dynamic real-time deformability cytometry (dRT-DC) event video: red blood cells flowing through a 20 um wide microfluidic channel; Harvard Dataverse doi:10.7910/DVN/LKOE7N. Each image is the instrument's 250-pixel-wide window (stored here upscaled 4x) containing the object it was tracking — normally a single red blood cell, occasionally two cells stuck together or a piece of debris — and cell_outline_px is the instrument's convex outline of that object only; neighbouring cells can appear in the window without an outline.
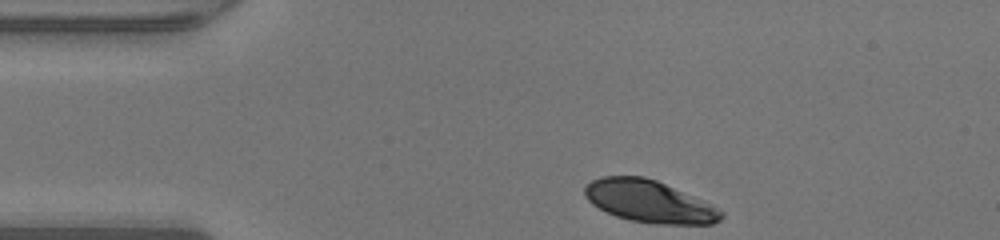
{"species": "human", "species_latin": "Homo sapiens", "temperature_condition": "warm", "stored_images_in_passage": 31, "camera_frame_rate_fps": 3000, "um_per_image_px": 0.085, "donor": {"sex": "male"}, "frame": {"image": 1, "passage_image": 1, "time_ms": 0.0, "image_size_px": [1000, 240], "cell_outline_px": [[724, 216], [720, 220], [712, 224], [656, 224], [628, 220], [616, 216], [592, 204], [584, 196], [584, 188], [592, 180], [604, 176], [644, 176], [656, 180], [704, 200], [712, 204], [724, 212]], "centroid_in_image_um": [55.21, 17.12], "position_along_channel_um": 29.8, "area_um2": 33.58}}
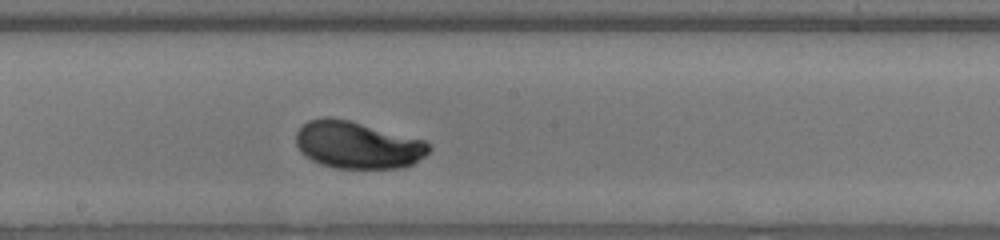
{"frame": {"image": 2, "passage_image": 18, "time_ms": 5.667, "image_size_px": [1000, 240], "cell_outline_px": [[432, 148], [424, 156], [412, 164], [400, 168], [336, 168], [320, 164], [312, 160], [300, 152], [296, 144], [296, 132], [308, 120], [324, 116], [328, 116], [348, 120], [424, 140]], "centroid_in_image_um": [30.36, 12.32], "position_along_channel_um": 217.8, "area_um2": 36.41}}
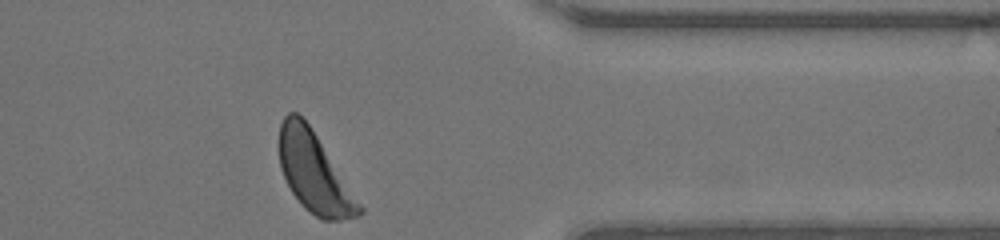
{"frame": {"image": 3, "passage_image": 31, "time_ms": 10.0, "image_size_px": [1000, 240], "cell_outline_px": [[364, 212], [360, 216], [340, 220], [320, 220], [304, 208], [300, 204], [292, 192], [280, 168], [280, 124], [284, 116], [288, 112], [296, 112], [308, 124], [364, 208]], "centroid_in_image_um": [26.71, 14.72], "position_along_channel_um": 384.7, "area_um2": 36.59}, "authors_computed_cell_mechanics": {"area_um2": 36.414, "velocity_mm_per_s": 4.251, "shape_relaxation_time_tau1_ms": 1.8654, "shape_relaxation_time_tau2_ms": null, "deformation_change_tau1": 0.145, "deformation_change_tau2": null}}